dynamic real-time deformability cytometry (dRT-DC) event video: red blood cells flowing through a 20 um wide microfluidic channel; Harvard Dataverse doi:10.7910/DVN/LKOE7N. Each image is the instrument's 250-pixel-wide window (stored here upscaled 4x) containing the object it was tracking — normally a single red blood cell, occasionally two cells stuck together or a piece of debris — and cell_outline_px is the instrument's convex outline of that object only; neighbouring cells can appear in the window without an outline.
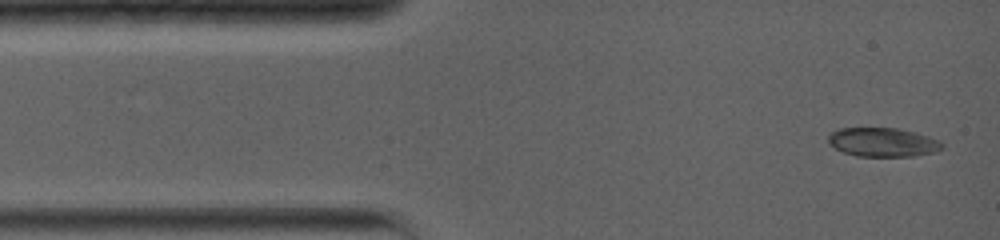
{"species": "common noctule bat (a hibernating species)", "species_latin": "Nyctalus noctula", "temperature_condition": "warm", "stored_images_in_passage": 10, "camera_frame_rate_fps": 5000, "um_per_image_px": 0.085, "animal": {"sex": "female", "body_mass_g": 19.0, "forearm_length_mm": 56.7}, "frame": {"image": 1, "passage_image": 1, "time_ms": 0.0, "image_size_px": [1000, 240], "cell_outline_px": [[944, 148], [936, 152], [912, 156], [856, 156], [844, 152], [828, 144], [828, 136], [832, 132], [840, 128], [896, 128], [916, 132], [940, 140], [944, 144]], "centroid_in_image_um": [75.07, 12.09], "position_along_channel_um": 9.9, "area_um2": 19.31}}
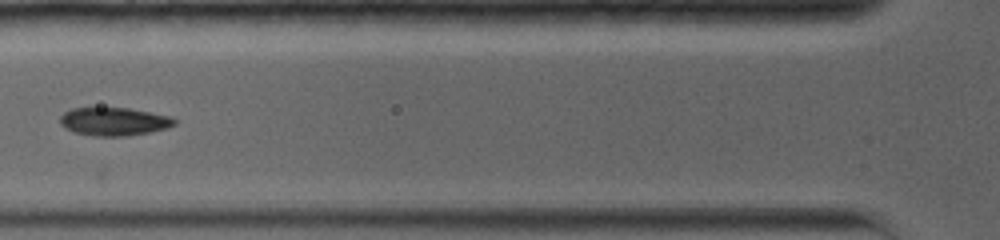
{"frame": {"image": 2, "passage_image": 7, "time_ms": 4.4, "image_size_px": [1000, 240], "cell_outline_px": [[176, 124], [168, 128], [128, 136], [92, 136], [76, 132], [64, 128], [60, 124], [60, 116], [64, 112], [72, 108], [128, 108], [172, 116], [176, 120]], "centroid_in_image_um": [9.69, 10.33], "position_along_channel_um": 116.1, "area_um2": 18.84}}
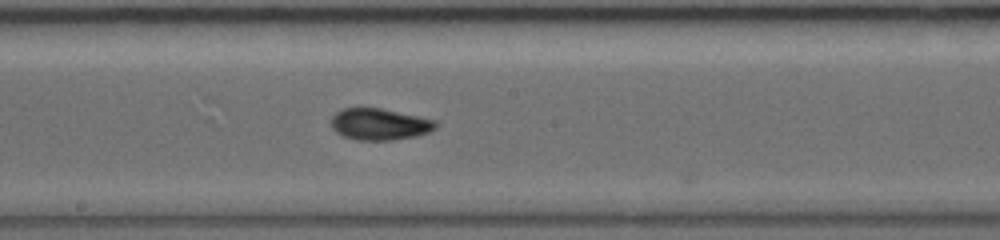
{"frame": {"image": 3, "passage_image": 10, "time_ms": 7.0, "image_size_px": [1000, 240], "cell_outline_px": [[436, 128], [428, 132], [416, 136], [392, 140], [356, 140], [344, 136], [336, 132], [332, 128], [332, 116], [336, 112], [344, 108], [380, 108], [436, 120]], "centroid_in_image_um": [32.25, 10.56], "position_along_channel_um": 215.9, "area_um2": 19.07}}